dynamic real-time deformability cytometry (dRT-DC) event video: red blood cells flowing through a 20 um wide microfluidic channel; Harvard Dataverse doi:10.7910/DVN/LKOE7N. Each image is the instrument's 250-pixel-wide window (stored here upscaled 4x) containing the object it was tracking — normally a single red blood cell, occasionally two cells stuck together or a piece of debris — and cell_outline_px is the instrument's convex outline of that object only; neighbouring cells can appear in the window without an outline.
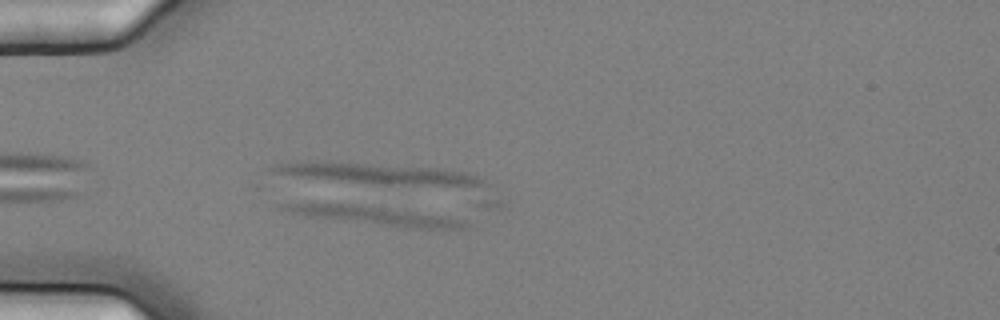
{"species": "common noctule bat (a hibernating species)", "species_latin": "Nyctalus noctula", "temperature_condition": "cold", "stored_images_in_passage": 5, "segment_of_instrument_passage": [1, 2], "camera_frame_rate_fps": 3000, "um_per_image_px": 0.085, "animal": {"sex": "female", "body_mass_g": 25.1}, "frame": {"image": 1, "passage_image": 3, "time_ms": 0.667, "image_size_px": [1000, 320], "cell_outline_px": [[472, 228], [412, 228], [312, 216], [288, 212], [276, 208], [276, 204], [352, 204], [448, 216], [464, 220], [472, 224]], "centroid_in_image_um": [31.98, 18.33], "position_along_channel_um": 53.0, "area_um2": 18.84}}